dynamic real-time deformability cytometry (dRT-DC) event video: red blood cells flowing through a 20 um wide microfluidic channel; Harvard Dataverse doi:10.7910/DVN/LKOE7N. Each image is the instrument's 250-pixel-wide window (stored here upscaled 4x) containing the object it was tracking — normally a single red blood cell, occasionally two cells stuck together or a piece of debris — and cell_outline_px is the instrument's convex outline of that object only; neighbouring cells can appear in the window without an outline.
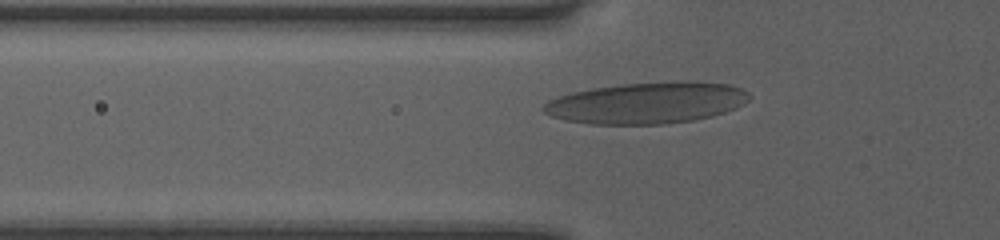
{"species": "human", "species_latin": "Homo sapiens", "temperature_condition": "room temperature", "stored_images_in_passage": 29, "camera_frame_rate_fps": 3000, "um_per_image_px": 0.085, "donor": {"sex": "female"}, "frame": {"image": 1, "passage_image": 4, "time_ms": 1.0, "image_size_px": [1000, 240], "cell_outline_px": [[752, 96], [744, 104], [736, 108], [712, 116], [692, 120], [664, 124], [592, 124], [564, 120], [552, 116], [544, 112], [540, 108], [548, 100], [572, 92], [592, 88], [624, 84], [728, 84], [740, 88], [748, 92]], "centroid_in_image_um": [54.91, 8.79], "position_along_channel_um": 70.9, "area_um2": 48.21}}
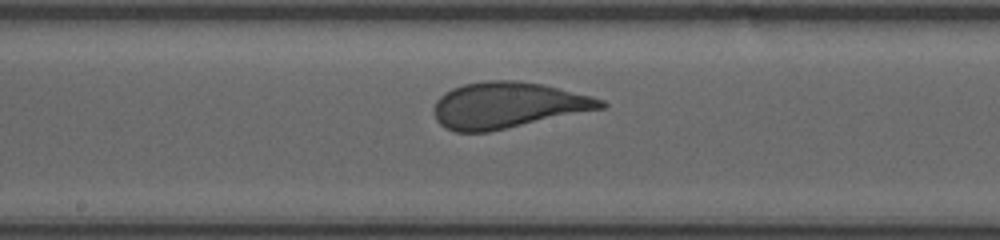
{"frame": {"image": 2, "passage_image": 14, "time_ms": 4.333, "image_size_px": [1000, 240], "cell_outline_px": [[608, 104], [604, 108], [488, 132], [456, 132], [444, 128], [436, 120], [432, 112], [432, 108], [436, 100], [444, 92], [452, 88], [464, 84], [484, 80], [516, 80], [540, 84], [592, 96], [604, 100]], "centroid_in_image_um": [43.1, 8.94], "position_along_channel_um": 205.1, "area_um2": 44.91}}
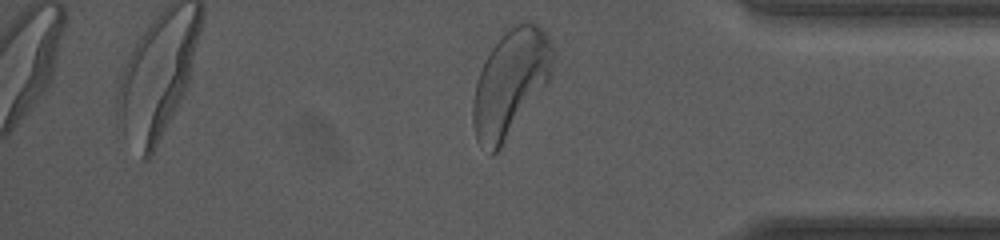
{"frame": {"image": 3, "passage_image": 29, "time_ms": 9.333, "image_size_px": [1000, 240], "cell_outline_px": [[556, 56], [552, 76], [500, 148], [492, 156], [476, 140], [472, 124], [472, 100], [476, 84], [480, 72], [492, 48], [516, 24], [524, 20], [528, 20], [540, 24], [556, 48]], "centroid_in_image_um": [43.43, 7.02], "position_along_channel_um": 391.8, "area_um2": 49.42}, "authors_computed_cell_mechanics": {"area_um2": 44.9106, "velocity_mm_per_s": 4.0324, "shape_relaxation_time_tau1_ms": 3.131, "shape_relaxation_time_tau2_ms": null, "deformation_change_tau1": 0.1486, "deformation_change_tau2": null}}